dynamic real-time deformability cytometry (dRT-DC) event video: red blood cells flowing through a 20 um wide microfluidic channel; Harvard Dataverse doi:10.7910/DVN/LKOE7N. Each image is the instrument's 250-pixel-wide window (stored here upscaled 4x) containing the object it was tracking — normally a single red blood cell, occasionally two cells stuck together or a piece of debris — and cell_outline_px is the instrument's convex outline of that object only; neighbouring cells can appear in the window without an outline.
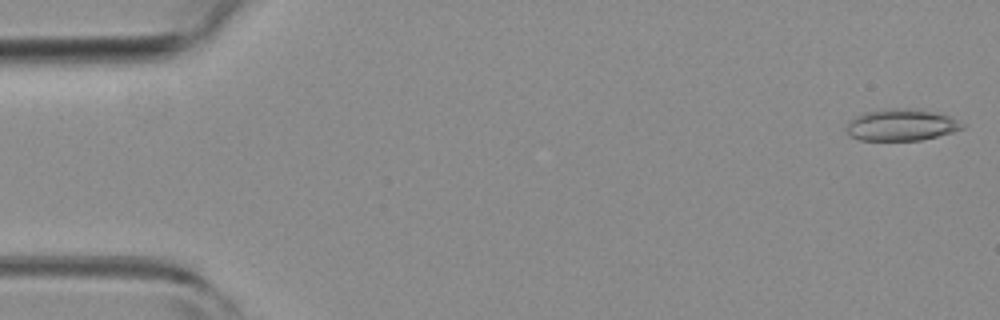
{"species": "common noctule bat (a hibernating species)", "species_latin": "Nyctalus noctula", "temperature_condition": "room temperature", "stored_images_in_passage": 17, "camera_frame_rate_fps": 3000, "um_per_image_px": 0.085, "animal": {"sex": "female", "body_mass_g": 19.3, "forearm_length_mm": 54.1}, "frame": {"image": 1, "passage_image": 1, "time_ms": 0.0, "image_size_px": [1000, 320], "cell_outline_px": [[964, 128], [952, 132], [920, 140], [860, 140], [852, 136], [848, 132], [848, 120], [864, 112], [888, 108], [908, 108], [936, 112], [948, 116], [964, 124]], "centroid_in_image_um": [76.6, 10.61], "position_along_channel_um": 8.4, "area_um2": 21.15}}
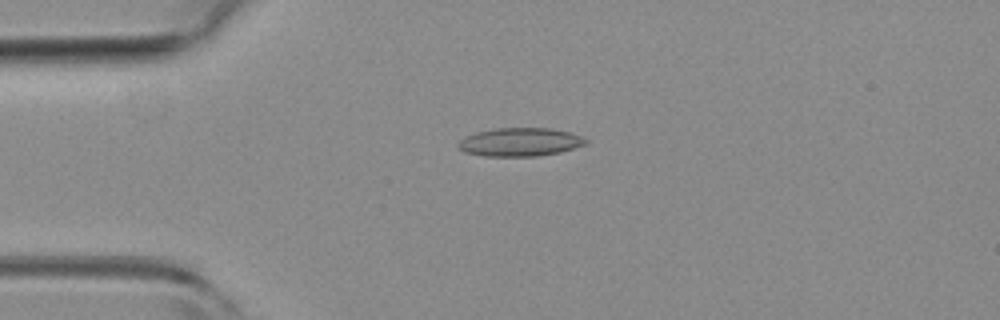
{"frame": {"image": 2, "passage_image": 12, "time_ms": 3.667, "image_size_px": [1000, 320], "cell_outline_px": [[588, 144], [560, 152], [536, 156], [484, 156], [464, 152], [456, 144], [464, 136], [476, 132], [496, 128], [552, 128], [568, 132], [580, 136], [588, 140]], "centroid_in_image_um": [44.19, 12.07], "position_along_channel_um": 40.8, "area_um2": 21.15}}